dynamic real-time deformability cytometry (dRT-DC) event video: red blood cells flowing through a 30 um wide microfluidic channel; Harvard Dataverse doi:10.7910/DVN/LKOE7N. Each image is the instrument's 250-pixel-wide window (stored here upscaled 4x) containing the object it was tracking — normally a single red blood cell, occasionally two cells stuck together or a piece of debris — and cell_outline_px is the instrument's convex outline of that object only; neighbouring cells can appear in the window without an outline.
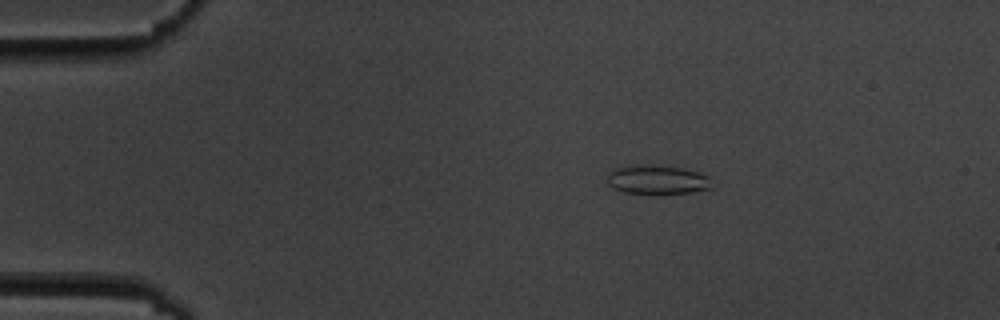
{"species": "common noctule bat (a hibernating species)", "species_latin": "Nyctalus noctula", "temperature_condition": "cold", "stored_images_in_passage": 4, "camera_frame_rate_fps": 3000, "um_per_image_px": 0.085, "animal": {"sex": "male", "body_mass_g": 19.5, "forearm_length_mm": 54.6}, "frame": {"image": 1, "passage_image": 2, "time_ms": 1.333, "image_size_px": [1000, 320], "cell_outline_px": [[712, 188], [692, 192], [624, 192], [612, 188], [608, 184], [608, 176], [612, 168], [684, 168], [708, 176]], "centroid_in_image_um": [55.9, 15.32], "position_along_channel_um": 29.1, "area_um2": 16.18}}